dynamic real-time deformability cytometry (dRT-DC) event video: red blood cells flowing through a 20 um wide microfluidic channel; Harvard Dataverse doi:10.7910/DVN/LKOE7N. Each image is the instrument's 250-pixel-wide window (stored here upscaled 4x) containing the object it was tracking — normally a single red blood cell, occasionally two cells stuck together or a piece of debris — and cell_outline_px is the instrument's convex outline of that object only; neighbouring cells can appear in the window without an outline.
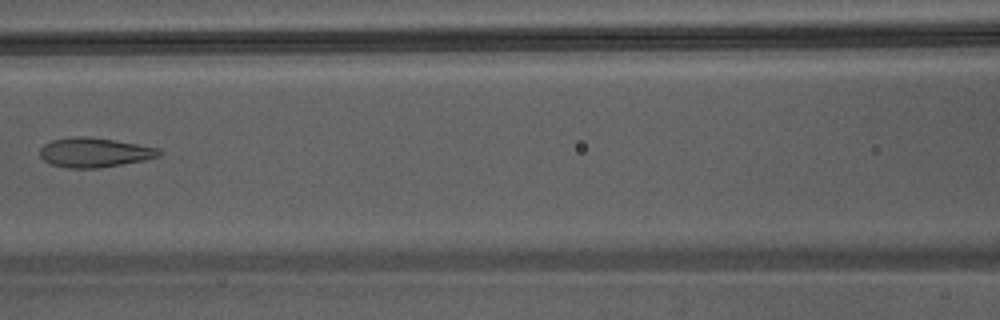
{"species": "Egyptian fruit bat (a non-hibernating species)", "species_latin": "Rousettus aegyptiacus", "temperature_condition": "warm", "stored_images_in_passage": 5, "camera_frame_rate_fps": 3000, "um_per_image_px": 0.085, "animal": {"sex": "male"}, "frame": {"image": 1, "passage_image": 5, "time_ms": 4.667, "image_size_px": [1000, 320], "cell_outline_px": [[160, 156], [144, 160], [96, 168], [68, 168], [48, 164], [40, 156], [40, 148], [44, 144], [52, 140], [72, 136], [84, 136], [112, 140], [160, 148]], "centroid_in_image_um": [7.98, 12.96], "position_along_channel_um": 158.6, "area_um2": 20.35}}